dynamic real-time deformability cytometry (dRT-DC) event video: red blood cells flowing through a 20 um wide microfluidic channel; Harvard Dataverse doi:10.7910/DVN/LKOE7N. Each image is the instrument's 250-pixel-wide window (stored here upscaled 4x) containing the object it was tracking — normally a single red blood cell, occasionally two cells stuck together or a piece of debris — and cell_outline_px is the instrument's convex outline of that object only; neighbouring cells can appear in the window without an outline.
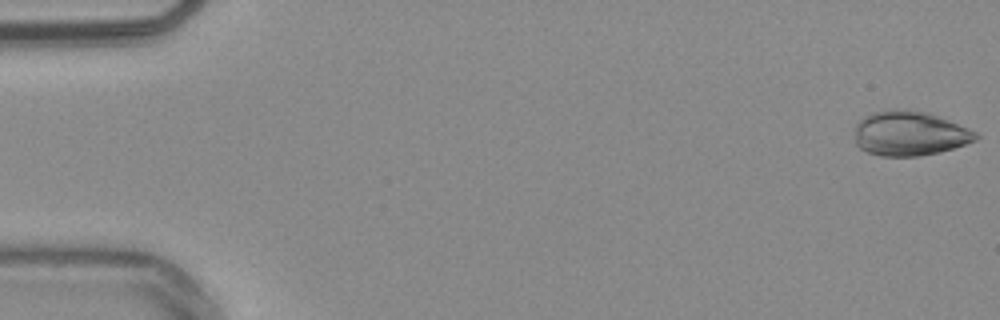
{"species": "common noctule bat (a hibernating species)", "species_latin": "Nyctalus noctula", "temperature_condition": "warm", "stored_images_in_passage": 53, "camera_frame_rate_fps": 3000, "um_per_image_px": 0.085, "animal": {"sex": "male", "body_mass_g": 20.4}, "frame": {"image": 1, "passage_image": 1, "time_ms": 0.0, "image_size_px": [1000, 320], "cell_outline_px": [[980, 136], [976, 140], [952, 148], [920, 156], [880, 156], [868, 152], [860, 148], [856, 144], [856, 124], [864, 116], [872, 112], [888, 108], [904, 108], [928, 112], [968, 128], [976, 132]], "centroid_in_image_um": [77.29, 11.32], "position_along_channel_um": 7.7, "area_um2": 31.56}}
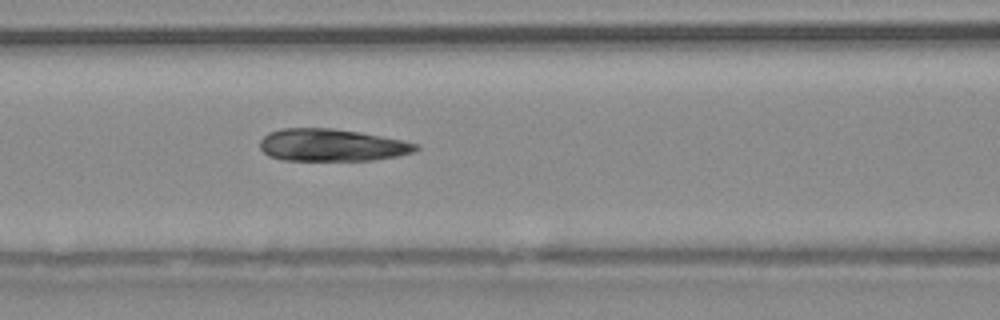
{"frame": {"image": 2, "passage_image": 23, "time_ms": 7.333, "image_size_px": [1000, 320], "cell_outline_px": [[420, 148], [412, 152], [396, 156], [372, 160], [280, 160], [268, 156], [260, 148], [260, 140], [268, 132], [280, 128], [332, 128], [360, 132], [404, 140], [416, 144]], "centroid_in_image_um": [28.16, 12.33], "position_along_channel_um": 138.4, "area_um2": 29.42}}
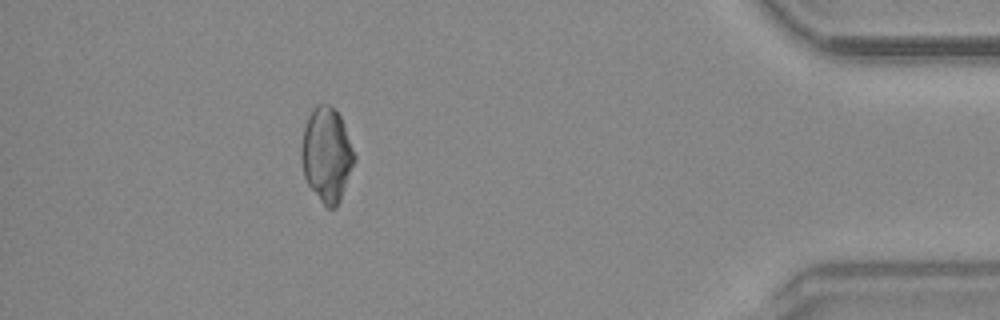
{"frame": {"image": 3, "passage_image": 48, "time_ms": 15.667, "image_size_px": [1000, 320], "cell_outline_px": [[356, 160], [340, 200], [336, 208], [328, 208], [320, 200], [308, 184], [304, 176], [300, 156], [300, 148], [304, 128], [308, 116], [312, 108], [316, 104], [328, 104], [336, 108], [344, 124], [356, 156]], "centroid_in_image_um": [27.77, 13.11], "position_along_channel_um": 407.4, "area_um2": 29.36}, "authors_computed_cell_mechanics": {"area_um2": 29.9982, "velocity_mm_per_s": 3.8363, "shape_relaxation_time_tau1_ms": null, "shape_relaxation_time_tau2_ms": 2.3639, "deformation_change_tau1": null, "deformation_change_tau2": 0.0867}}